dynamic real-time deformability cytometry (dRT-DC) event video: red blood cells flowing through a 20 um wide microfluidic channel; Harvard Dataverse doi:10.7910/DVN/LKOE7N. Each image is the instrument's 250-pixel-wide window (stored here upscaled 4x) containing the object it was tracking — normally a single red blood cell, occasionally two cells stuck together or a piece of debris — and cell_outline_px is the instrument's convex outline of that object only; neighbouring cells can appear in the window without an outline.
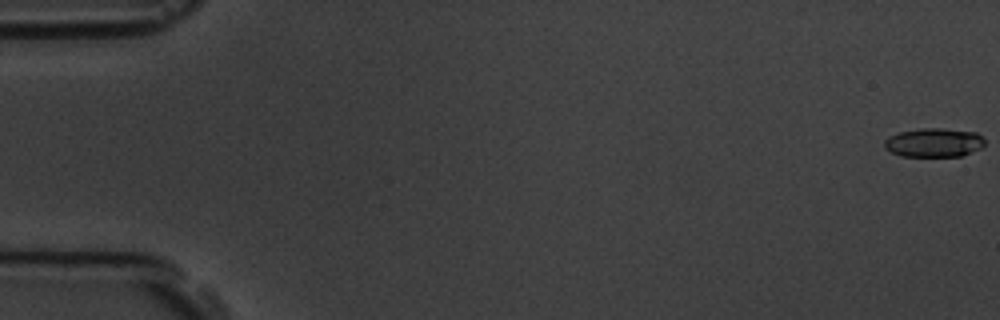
{"species": "common noctule bat (a hibernating species)", "species_latin": "Nyctalus noctula", "temperature_condition": "room temperature", "stored_images_in_passage": 6, "camera_frame_rate_fps": 3000, "um_per_image_px": 0.085, "animal": {"sex": "male", "body_mass_g": 19.5, "forearm_length_mm": 54.6}, "frame": {"image": 1, "passage_image": 1, "time_ms": 0.0, "image_size_px": [1000, 320], "cell_outline_px": [[984, 144], [980, 148], [960, 156], [900, 156], [884, 148], [884, 140], [888, 136], [900, 132], [920, 128], [940, 128], [976, 132], [984, 140]], "centroid_in_image_um": [79.34, 12.11], "position_along_channel_um": 5.7, "area_um2": 16.82}}
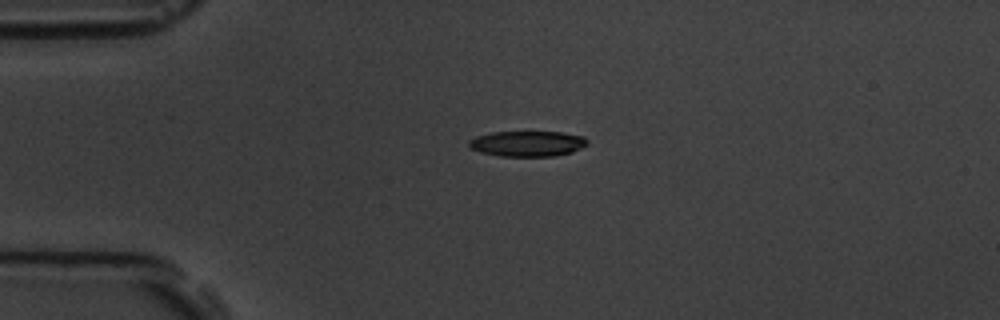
{"frame": {"image": 2, "passage_image": 5, "time_ms": 4.333, "image_size_px": [1000, 320], "cell_outline_px": [[588, 144], [572, 152], [556, 156], [500, 156], [480, 152], [472, 148], [468, 144], [468, 140], [476, 136], [492, 132], [560, 132], [584, 136], [588, 140]], "centroid_in_image_um": [44.84, 12.21], "position_along_channel_um": 40.2, "area_um2": 17.63}}